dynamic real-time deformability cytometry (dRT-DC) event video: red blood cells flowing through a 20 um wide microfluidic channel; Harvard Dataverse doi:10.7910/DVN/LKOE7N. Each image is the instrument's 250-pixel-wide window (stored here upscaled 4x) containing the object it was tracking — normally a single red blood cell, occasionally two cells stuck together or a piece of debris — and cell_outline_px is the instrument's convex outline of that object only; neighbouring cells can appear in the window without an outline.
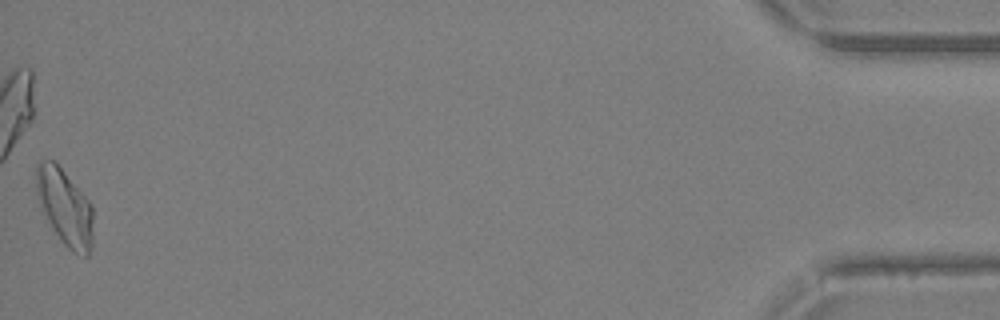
{"species": "Egyptian fruit bat (a non-hibernating species)", "species_latin": "Rousettus aegyptiacus", "temperature_condition": "warm", "stored_images_in_passage": 41, "camera_frame_rate_fps": 3000, "um_per_image_px": 0.085, "animal": {"sex": "female"}, "frame": {"image": 1, "passage_image": 41, "time_ms": 13.333, "image_size_px": [1000, 320], "cell_outline_px": [[92, 244], [88, 256], [76, 256], [60, 240], [52, 228], [44, 212], [36, 192], [36, 164], [40, 160], [52, 160], [60, 168], [88, 200], [92, 208]], "centroid_in_image_um": [5.51, 17.65], "position_along_channel_um": 429.7, "area_um2": 24.85}}